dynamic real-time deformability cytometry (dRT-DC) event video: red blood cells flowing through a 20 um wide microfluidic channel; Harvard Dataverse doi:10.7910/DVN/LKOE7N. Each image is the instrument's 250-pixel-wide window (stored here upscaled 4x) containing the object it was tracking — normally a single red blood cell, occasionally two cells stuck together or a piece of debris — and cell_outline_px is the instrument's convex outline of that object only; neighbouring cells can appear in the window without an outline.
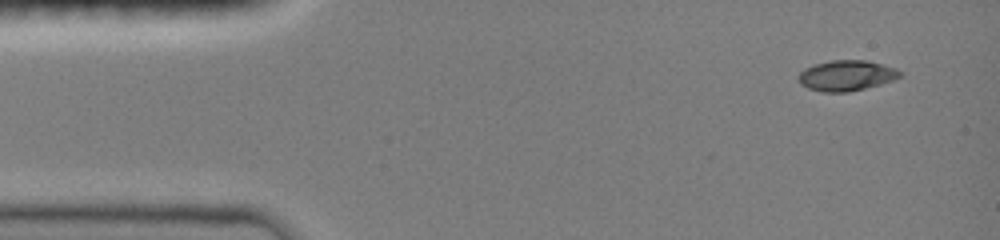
{"species": "common noctule bat (a hibernating species)", "species_latin": "Nyctalus noctula", "temperature_condition": "room temperature", "stored_images_in_passage": 10, "camera_frame_rate_fps": 3000, "um_per_image_px": 0.085, "animal": {"sex": "female", "body_mass_g": 19.0, "forearm_length_mm": 51.5}, "frame": {"image": 1, "passage_image": 1, "time_ms": 0.0, "image_size_px": [1000, 240], "cell_outline_px": [[904, 72], [900, 76], [892, 80], [880, 84], [848, 92], [824, 92], [808, 88], [800, 84], [796, 76], [804, 68], [816, 64], [832, 60], [868, 60], [884, 64], [896, 68]], "centroid_in_image_um": [71.94, 6.41], "position_along_channel_um": 13.1, "area_um2": 18.15}}
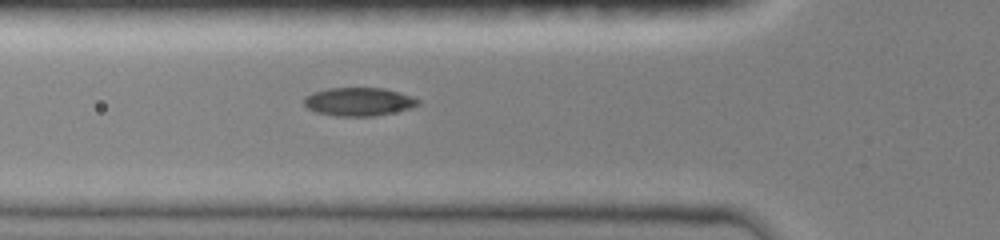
{"frame": {"image": 2, "passage_image": 7, "time_ms": 4.333, "image_size_px": [1000, 240], "cell_outline_px": [[420, 104], [412, 108], [372, 116], [336, 116], [316, 112], [308, 108], [304, 104], [304, 96], [312, 92], [328, 88], [384, 88], [412, 96], [420, 100]], "centroid_in_image_um": [30.48, 8.64], "position_along_channel_um": 95.3, "area_um2": 18.84}}
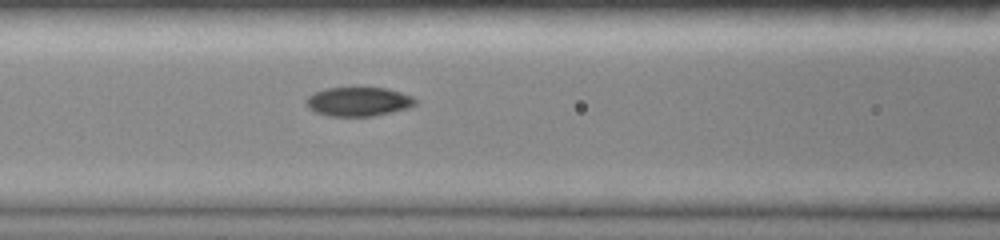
{"frame": {"image": 3, "passage_image": 10, "time_ms": 5.333, "image_size_px": [1000, 240], "cell_outline_px": [[420, 100], [416, 104], [408, 108], [392, 112], [372, 116], [328, 116], [316, 112], [308, 108], [304, 104], [304, 100], [308, 96], [324, 88], [388, 88], [412, 96]], "centroid_in_image_um": [30.47, 8.64], "position_along_channel_um": 136.1, "area_um2": 18.67}}